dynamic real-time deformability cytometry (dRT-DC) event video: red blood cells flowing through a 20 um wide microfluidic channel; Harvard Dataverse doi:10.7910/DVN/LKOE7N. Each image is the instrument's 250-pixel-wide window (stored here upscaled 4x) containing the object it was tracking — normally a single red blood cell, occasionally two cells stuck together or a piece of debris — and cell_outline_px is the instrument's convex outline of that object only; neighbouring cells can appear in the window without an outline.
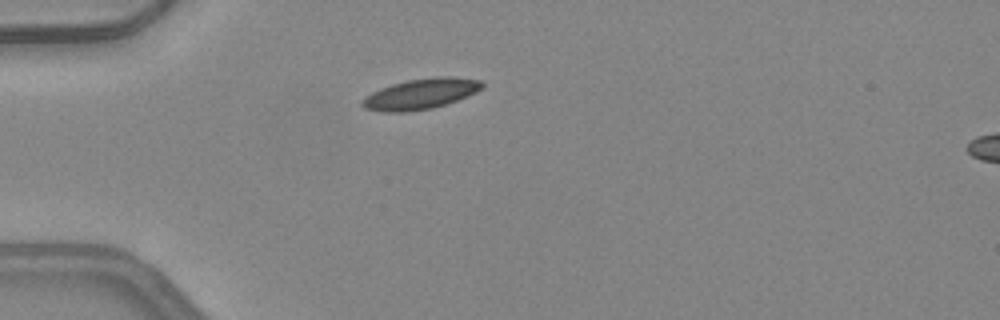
{"species": "common noctule bat (a hibernating species)", "species_latin": "Nyctalus noctula", "temperature_condition": "warm", "stored_images_in_passage": 29, "camera_frame_rate_fps": 3000, "um_per_image_px": 0.085, "animal": {"sex": "female", "body_mass_g": 24.6, "forearm_length_mm": 56.2}, "frame": {"image": 1, "passage_image": 1, "time_ms": 0.0, "image_size_px": [1000, 320], "cell_outline_px": [[484, 84], [476, 92], [456, 100], [432, 108], [404, 112], [384, 112], [364, 108], [360, 104], [360, 100], [364, 96], [380, 88], [392, 84], [408, 80], [436, 76], [452, 76], [480, 80]], "centroid_in_image_um": [35.7, 7.97], "position_along_channel_um": 49.3, "area_um2": 21.27}}
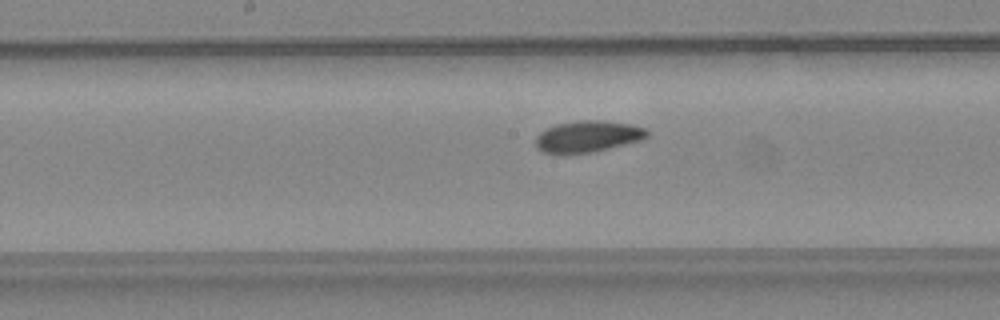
{"frame": {"image": 2, "passage_image": 13, "time_ms": 4.0, "image_size_px": [1000, 320], "cell_outline_px": [[648, 136], [640, 140], [592, 152], [556, 156], [540, 152], [536, 148], [536, 136], [540, 132], [556, 124], [580, 120], [600, 120], [632, 124], [648, 128]], "centroid_in_image_um": [49.91, 11.62], "position_along_channel_um": 198.3, "area_um2": 20.87}}
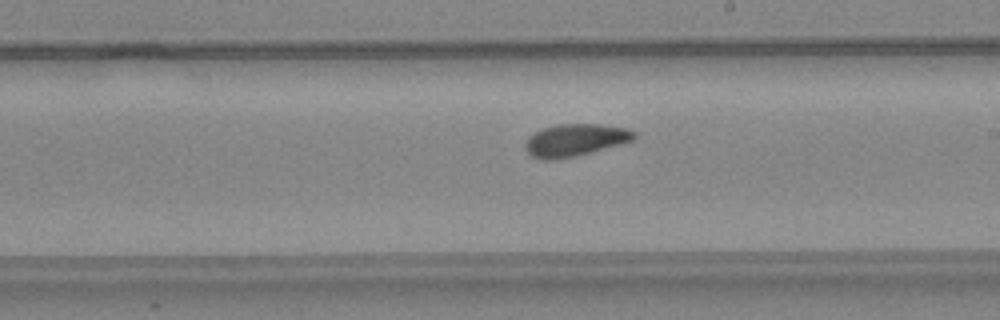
{"frame": {"image": 3, "passage_image": 16, "time_ms": 5.0, "image_size_px": [1000, 320], "cell_outline_px": [[636, 136], [632, 140], [620, 144], [576, 156], [556, 160], [540, 160], [532, 156], [524, 148], [524, 144], [528, 136], [544, 128], [556, 124], [600, 124], [624, 128], [636, 132]], "centroid_in_image_um": [48.84, 11.92], "position_along_channel_um": 240.2, "area_um2": 20.46}, "authors_computed_cell_mechanics": {"area_um2": 20.4612, "velocity_mm_per_s": 4.1908, "shape_relaxation_time_tau1_ms": 5.2533, "shape_relaxation_time_tau2_ms": 2.5837, "deformation_change_tau1": 0.1201, "deformation_change_tau2": 0.0731}}